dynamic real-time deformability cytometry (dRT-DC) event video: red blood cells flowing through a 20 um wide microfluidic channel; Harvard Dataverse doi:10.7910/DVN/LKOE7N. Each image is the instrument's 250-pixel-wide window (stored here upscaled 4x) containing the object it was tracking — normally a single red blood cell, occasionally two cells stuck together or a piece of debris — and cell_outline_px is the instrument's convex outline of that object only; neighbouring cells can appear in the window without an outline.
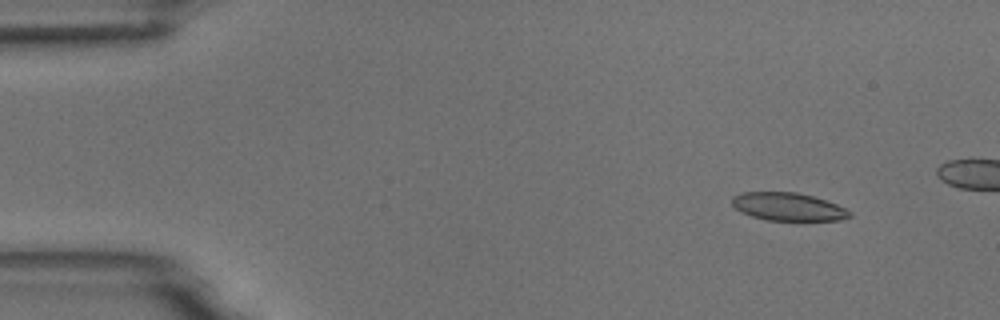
{"species": "common noctule bat (a hibernating species)", "species_latin": "Nyctalus noctula", "temperature_condition": "room temperature", "stored_images_in_passage": 17, "camera_frame_rate_fps": 3000, "um_per_image_px": 0.085, "animal": {"sex": "male", "body_mass_g": 18.8}, "frame": {"image": 1, "passage_image": 6, "time_ms": 1.667, "image_size_px": [1000, 320], "cell_outline_px": [[852, 216], [840, 220], [768, 220], [752, 216], [740, 212], [732, 204], [732, 196], [740, 192], [796, 192], [812, 196], [836, 204], [852, 212]], "centroid_in_image_um": [66.97, 17.57], "position_along_channel_um": 18.0, "area_um2": 19.07}}